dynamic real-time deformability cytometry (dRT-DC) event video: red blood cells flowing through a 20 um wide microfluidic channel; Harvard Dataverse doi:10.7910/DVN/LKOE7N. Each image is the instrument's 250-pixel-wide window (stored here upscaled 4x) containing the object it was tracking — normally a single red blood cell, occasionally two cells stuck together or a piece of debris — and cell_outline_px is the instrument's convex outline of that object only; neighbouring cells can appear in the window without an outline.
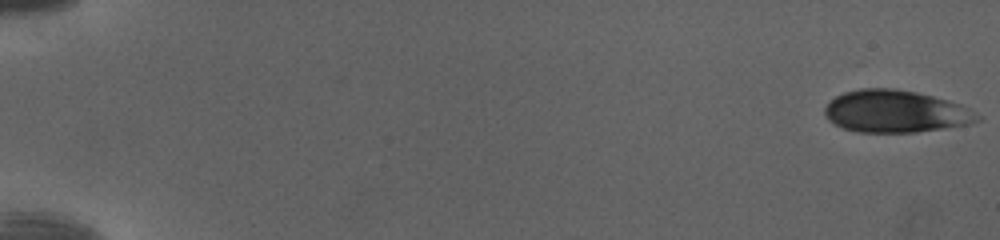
{"species": "human", "species_latin": "Homo sapiens", "temperature_condition": "cold", "stored_images_in_passage": 13, "camera_frame_rate_fps": 3000, "um_per_image_px": 0.085, "donor": {"sex": "female"}, "frame": {"image": 1, "passage_image": 1, "time_ms": 0.0, "image_size_px": [1000, 240], "cell_outline_px": [[980, 120], [972, 124], [916, 132], [856, 132], [844, 128], [828, 120], [824, 112], [824, 108], [836, 96], [844, 92], [860, 88], [896, 88], [916, 92], [932, 96], [960, 104], [968, 108], [980, 116]], "centroid_in_image_um": [76.12, 9.47], "position_along_channel_um": 8.9, "area_um2": 37.51}}